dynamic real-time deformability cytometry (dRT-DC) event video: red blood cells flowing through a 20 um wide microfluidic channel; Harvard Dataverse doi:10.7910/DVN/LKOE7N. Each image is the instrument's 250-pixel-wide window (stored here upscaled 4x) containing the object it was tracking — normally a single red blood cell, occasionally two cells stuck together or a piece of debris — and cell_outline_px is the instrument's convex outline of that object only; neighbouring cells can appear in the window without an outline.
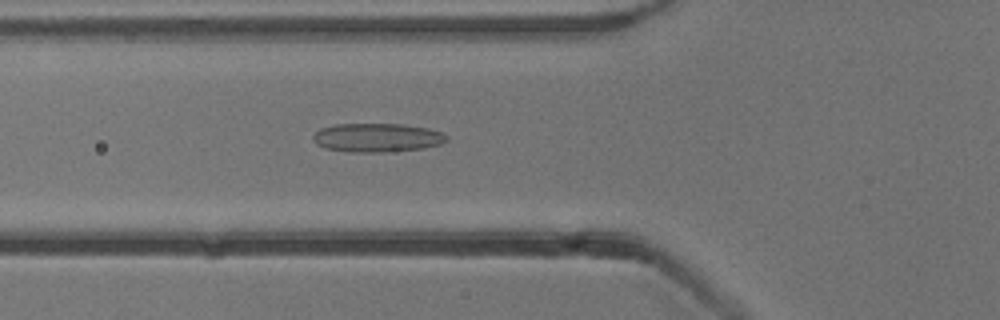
{"species": "common noctule bat (a hibernating species)", "species_latin": "Nyctalus noctula", "temperature_condition": "cold", "stored_images_in_passage": 48, "camera_frame_rate_fps": 3000, "um_per_image_px": 0.085, "animal": {"sex": "male", "body_mass_g": 13.3}, "frame": {"image": 1, "passage_image": 14, "time_ms": 4.333, "image_size_px": [1000, 320], "cell_outline_px": [[448, 140], [440, 144], [420, 148], [384, 152], [352, 152], [324, 148], [316, 144], [312, 140], [312, 136], [320, 128], [336, 124], [404, 124], [428, 128], [440, 132], [448, 136]], "centroid_in_image_um": [32.02, 11.69], "position_along_channel_um": 93.8, "area_um2": 22.37}}
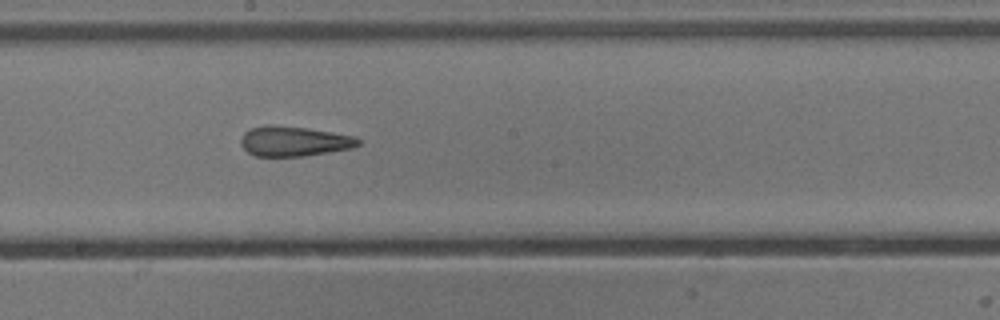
{"frame": {"image": 2, "passage_image": 24, "time_ms": 7.667, "image_size_px": [1000, 320], "cell_outline_px": [[360, 144], [352, 148], [304, 156], [256, 156], [248, 152], [240, 144], [240, 140], [244, 132], [248, 128], [268, 124], [272, 124], [308, 128], [356, 136], [360, 140]], "centroid_in_image_um": [24.97, 11.99], "position_along_channel_um": 223.2, "area_um2": 20.69}}
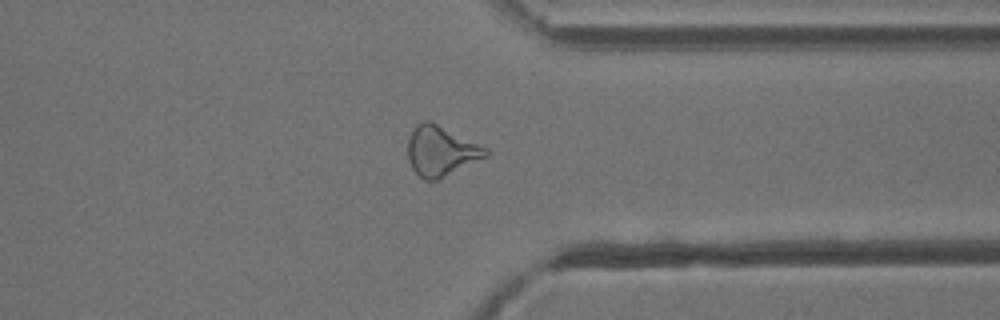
{"frame": {"image": 3, "passage_image": 36, "time_ms": 11.667, "image_size_px": [1000, 320], "cell_outline_px": [[488, 156], [440, 180], [424, 180], [412, 168], [408, 160], [408, 140], [412, 128], [416, 124], [424, 120], [428, 120], [488, 148]], "centroid_in_image_um": [37.47, 12.85], "position_along_channel_um": 373.9, "area_um2": 22.77}, "authors_computed_cell_mechanics": {"area_um2": 22.4264, "velocity_mm_per_s": 3.8549, "shape_relaxation_time_tau1_ms": null, "shape_relaxation_time_tau2_ms": 2.9905, "deformation_change_tau1": null, "deformation_change_tau2": 0.1367}}